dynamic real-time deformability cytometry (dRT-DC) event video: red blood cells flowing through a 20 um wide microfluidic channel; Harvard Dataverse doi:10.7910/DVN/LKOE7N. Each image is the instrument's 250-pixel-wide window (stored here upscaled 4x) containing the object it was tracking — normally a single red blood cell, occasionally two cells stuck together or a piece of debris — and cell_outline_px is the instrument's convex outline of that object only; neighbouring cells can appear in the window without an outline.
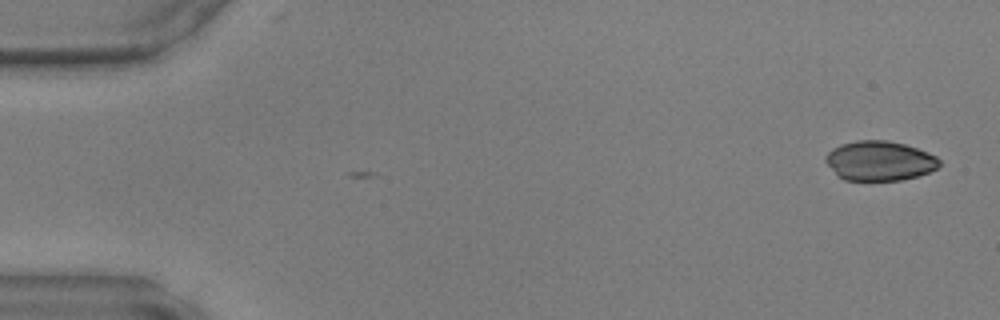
{"species": "common noctule bat (a hibernating species)", "species_latin": "Nyctalus noctula", "temperature_condition": "warm", "stored_images_in_passage": 2, "camera_frame_rate_fps": 3000, "um_per_image_px": 0.085, "animal": {"sex": "male", "body_mass_g": 17.9, "forearm_length_mm": 54.2}, "frame": {"image": 1, "passage_image": 2, "time_ms": 0.333, "image_size_px": [1000, 320], "cell_outline_px": [[940, 164], [936, 168], [928, 172], [916, 176], [900, 180], [844, 180], [836, 176], [824, 160], [824, 156], [832, 148], [840, 144], [856, 140], [884, 140], [904, 144], [928, 152], [936, 156], [940, 160]], "centroid_in_image_um": [74.71, 13.67], "position_along_channel_um": 10.3, "area_um2": 26.36}}